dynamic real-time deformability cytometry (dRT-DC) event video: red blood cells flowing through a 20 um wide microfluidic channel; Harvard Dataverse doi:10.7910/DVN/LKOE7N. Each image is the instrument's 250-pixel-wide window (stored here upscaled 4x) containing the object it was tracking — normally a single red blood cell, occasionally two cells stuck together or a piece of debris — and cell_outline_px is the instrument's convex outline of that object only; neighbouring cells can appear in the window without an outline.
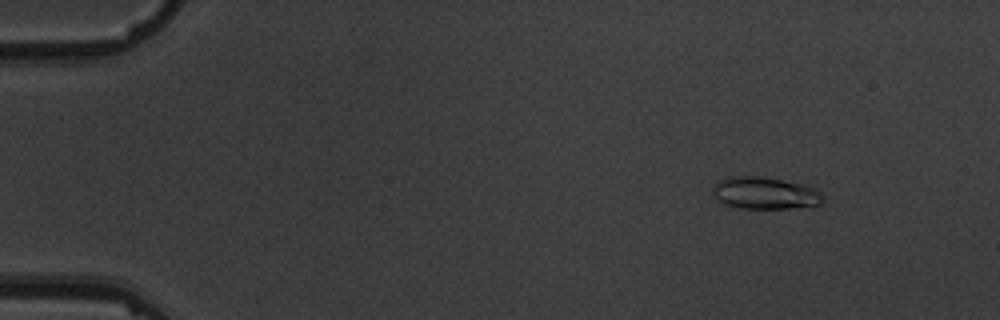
{"species": "common noctule bat (a hibernating species)", "species_latin": "Nyctalus noctula", "temperature_condition": "warm", "stored_images_in_passage": 4, "camera_frame_rate_fps": 3000, "um_per_image_px": 0.085, "animal": {"sex": "male", "body_mass_g": 19.5, "forearm_length_mm": 54.6}, "frame": {"image": 1, "passage_image": 2, "time_ms": 1.0, "image_size_px": [1000, 320], "cell_outline_px": [[824, 200], [820, 204], [788, 208], [740, 208], [724, 204], [716, 200], [712, 192], [712, 188], [716, 180], [728, 176], [756, 176], [804, 184], [816, 188], [824, 196]], "centroid_in_image_um": [64.97, 16.4], "position_along_channel_um": 20.0, "area_um2": 20.75}}